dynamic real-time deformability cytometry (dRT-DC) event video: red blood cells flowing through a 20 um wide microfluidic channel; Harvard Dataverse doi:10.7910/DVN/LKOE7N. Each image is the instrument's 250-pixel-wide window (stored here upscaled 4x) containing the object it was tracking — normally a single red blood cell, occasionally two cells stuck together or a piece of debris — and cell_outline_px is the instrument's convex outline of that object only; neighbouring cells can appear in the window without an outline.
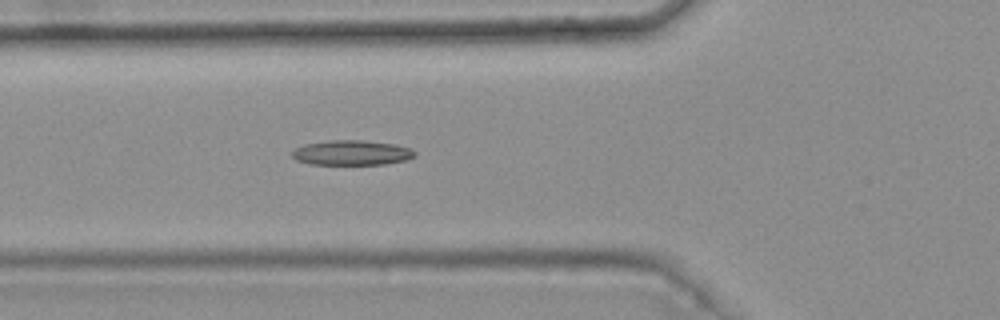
{"species": "common noctule bat (a hibernating species)", "species_latin": "Nyctalus noctula", "temperature_condition": "warm", "stored_images_in_passage": 6, "camera_frame_rate_fps": 3000, "um_per_image_px": 0.085, "animal": {"sex": "female", "body_mass_g": 25.1}, "frame": {"image": 1, "passage_image": 6, "time_ms": 1.667, "image_size_px": [1000, 320], "cell_outline_px": [[416, 156], [404, 160], [384, 164], [312, 164], [296, 160], [292, 156], [292, 152], [296, 148], [304, 144], [328, 140], [364, 140], [396, 144], [408, 148], [416, 152]], "centroid_in_image_um": [29.89, 12.97], "position_along_channel_um": 95.9, "area_um2": 17.74}}